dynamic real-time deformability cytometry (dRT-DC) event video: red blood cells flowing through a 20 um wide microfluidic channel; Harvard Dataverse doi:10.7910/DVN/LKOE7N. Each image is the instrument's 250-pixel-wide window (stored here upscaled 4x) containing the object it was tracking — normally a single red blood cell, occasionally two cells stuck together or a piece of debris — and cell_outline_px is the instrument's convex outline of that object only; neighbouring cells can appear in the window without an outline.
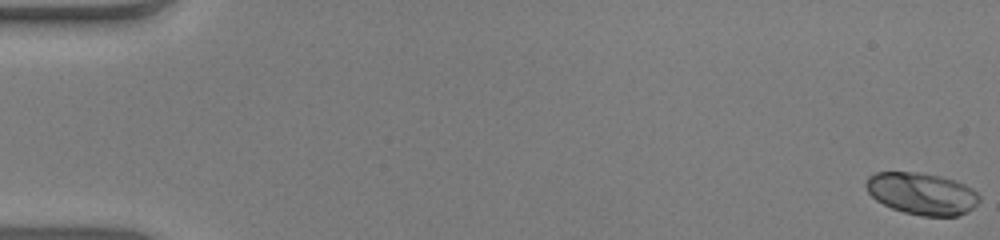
{"species": "human", "species_latin": "Homo sapiens", "temperature_condition": "warm", "stored_images_in_passage": 54, "camera_frame_rate_fps": 3000, "um_per_image_px": 0.085, "donor": {"sex": "male"}, "frame": {"image": 1, "passage_image": 1, "time_ms": 0.0, "image_size_px": [1000, 240], "cell_outline_px": [[980, 200], [968, 212], [956, 216], [920, 216], [904, 212], [892, 208], [876, 200], [868, 192], [864, 184], [868, 176], [876, 172], [916, 172], [940, 176], [956, 180], [972, 188], [980, 196]], "centroid_in_image_um": [78.35, 16.45], "position_along_channel_um": 6.6, "area_um2": 27.8}}
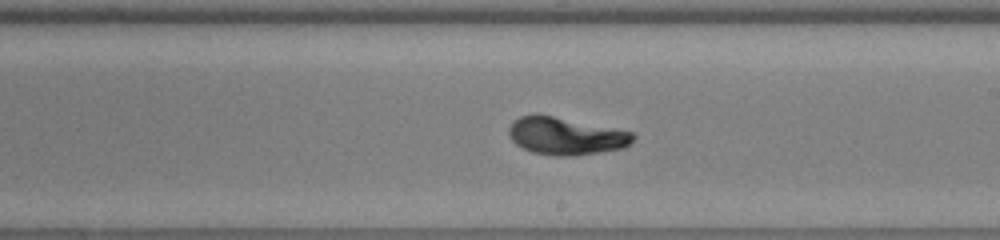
{"frame": {"image": 2, "passage_image": 32, "time_ms": 10.333, "image_size_px": [1000, 240], "cell_outline_px": [[636, 136], [632, 144], [624, 148], [572, 156], [556, 156], [532, 152], [516, 144], [512, 140], [508, 132], [508, 128], [512, 120], [520, 116], [552, 116], [632, 132]], "centroid_in_image_um": [48.1, 11.58], "position_along_channel_um": 240.9, "area_um2": 26.7}}
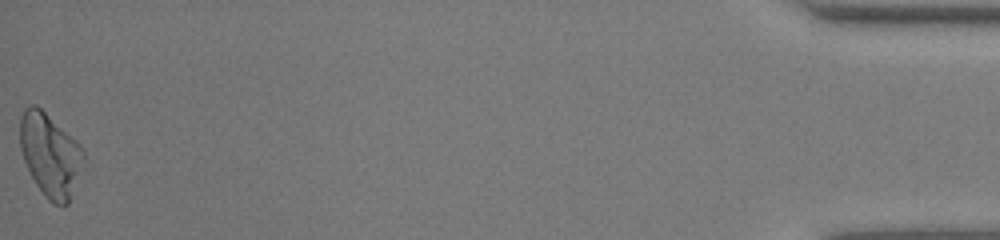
{"frame": {"image": 3, "passage_image": 54, "time_ms": 17.667, "image_size_px": [1000, 240], "cell_outline_px": [[84, 160], [68, 204], [52, 204], [48, 200], [36, 184], [24, 160], [20, 148], [20, 116], [24, 108], [28, 104], [36, 104], [76, 140], [84, 148]], "centroid_in_image_um": [4.25, 13.13], "position_along_channel_um": 431.0, "area_um2": 30.58}}